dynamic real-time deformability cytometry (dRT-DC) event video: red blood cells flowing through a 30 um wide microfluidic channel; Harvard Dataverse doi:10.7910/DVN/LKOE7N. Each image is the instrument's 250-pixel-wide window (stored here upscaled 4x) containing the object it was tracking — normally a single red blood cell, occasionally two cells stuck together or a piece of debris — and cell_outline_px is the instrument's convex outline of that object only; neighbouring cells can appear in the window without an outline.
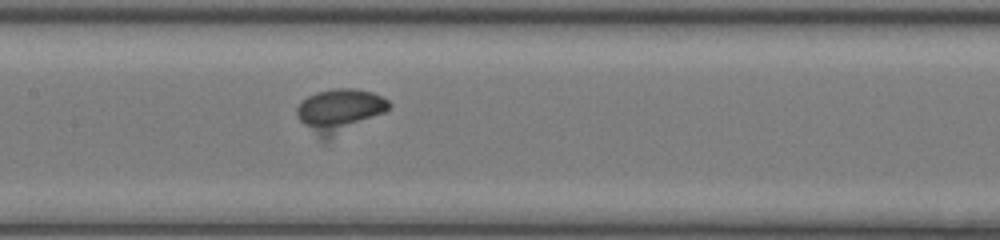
{"species": "common noctule bat (a hibernating species)", "species_latin": "Nyctalus noctula", "temperature_condition": "room temperature", "stored_images_in_passage": 50, "camera_frame_rate_fps": 3000, "um_per_image_px": 0.085, "animal": {"sex": "female", "body_mass_g": 17.0, "forearm_length_mm": 48.0}, "frame": {"image": 1, "passage_image": 24, "time_ms": 7.667, "image_size_px": [1000, 240], "cell_outline_px": [[392, 104], [384, 112], [328, 140], [320, 140], [296, 116], [296, 108], [300, 100], [316, 92], [336, 88], [352, 88], [372, 92], [388, 100]], "centroid_in_image_um": [28.81, 9.4], "position_along_channel_um": 178.6, "area_um2": 23.18}}
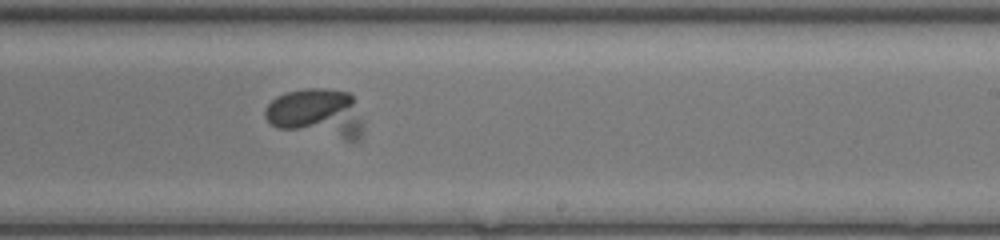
{"frame": {"image": 2, "passage_image": 30, "time_ms": 9.667, "image_size_px": [1000, 240], "cell_outline_px": [[360, 140], [352, 144], [280, 128], [272, 124], [264, 116], [264, 108], [276, 96], [284, 92], [304, 88], [324, 88], [352, 92], [360, 120]], "centroid_in_image_um": [26.92, 9.66], "position_along_channel_um": 262.1, "area_um2": 28.84}}